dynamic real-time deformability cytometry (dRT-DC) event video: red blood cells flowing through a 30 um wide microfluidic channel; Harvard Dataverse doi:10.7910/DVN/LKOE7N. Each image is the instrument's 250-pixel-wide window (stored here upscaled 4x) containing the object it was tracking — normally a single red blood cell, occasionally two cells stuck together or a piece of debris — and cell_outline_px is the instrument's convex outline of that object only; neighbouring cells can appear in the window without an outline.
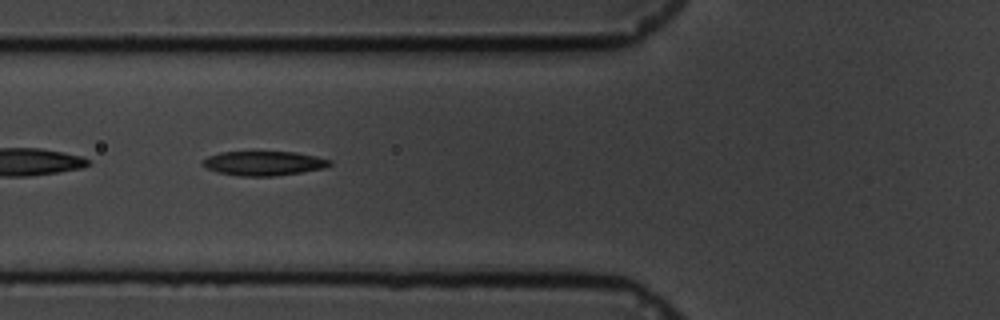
{"species": "common noctule bat (a hibernating species)", "species_latin": "Nyctalus noctula", "temperature_condition": "cold", "stored_images_in_passage": 44, "camera_frame_rate_fps": 3000, "um_per_image_px": 0.085, "animal": {"sex": "male", "body_mass_g": 19.5, "forearm_length_mm": 54.6}, "frame": {"image": 1, "passage_image": 7, "time_ms": 2.0, "image_size_px": [1000, 320], "cell_outline_px": [[332, 164], [324, 168], [300, 172], [272, 176], [240, 176], [216, 172], [200, 164], [200, 160], [208, 156], [220, 152], [296, 152], [316, 156], [332, 160]], "centroid_in_image_um": [22.38, 13.87], "position_along_channel_um": 103.4, "area_um2": 18.09}}
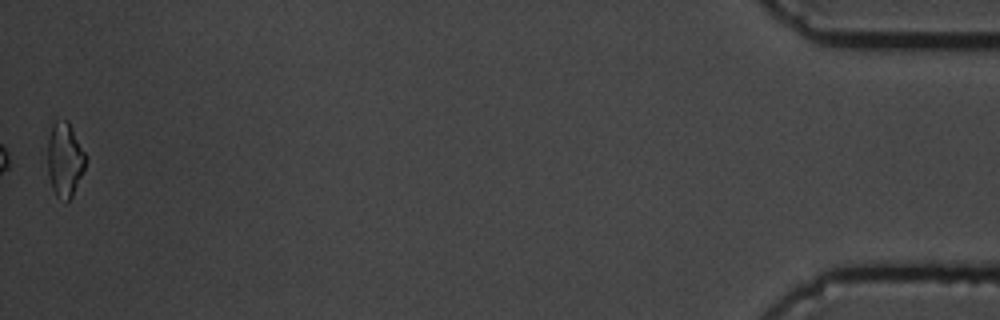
{"frame": {"image": 2, "passage_image": 44, "time_ms": 14.333, "image_size_px": [1000, 320], "cell_outline_px": [[88, 160], [72, 196], [64, 204], [56, 196], [52, 188], [48, 176], [48, 140], [52, 124], [56, 120], [68, 120], [88, 156]], "centroid_in_image_um": [5.52, 13.58], "position_along_channel_um": 429.7, "area_um2": 16.82}, "authors_computed_cell_mechanics": {"area_um2": 17.8313, "velocity_mm_per_s": 3.3819, "shape_relaxation_time_tau1_ms": 3.2212, "shape_relaxation_time_tau2_ms": 4.5963, "deformation_change_tau1": 0.1224, "deformation_change_tau2": 0.1304}}